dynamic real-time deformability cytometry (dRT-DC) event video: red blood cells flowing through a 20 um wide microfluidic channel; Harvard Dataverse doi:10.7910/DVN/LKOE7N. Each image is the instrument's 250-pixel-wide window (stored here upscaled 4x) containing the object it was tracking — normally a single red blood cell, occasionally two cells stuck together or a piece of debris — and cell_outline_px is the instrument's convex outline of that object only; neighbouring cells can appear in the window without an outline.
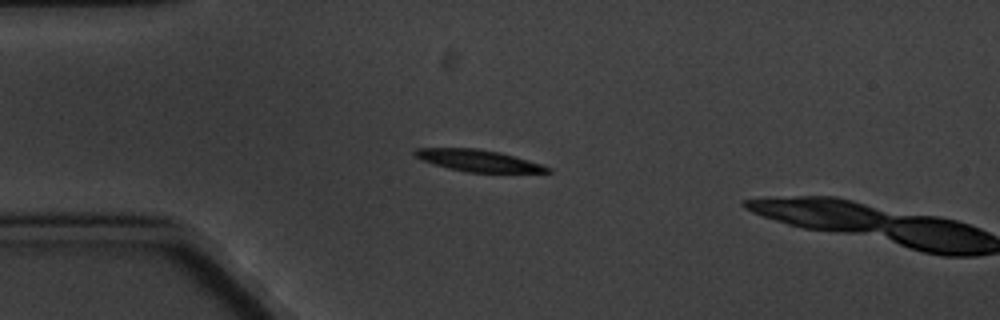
{"species": "common noctule bat (a hibernating species)", "species_latin": "Nyctalus noctula", "temperature_condition": "cold", "stored_images_in_passage": 5, "camera_frame_rate_fps": 3000, "um_per_image_px": 0.085, "animal": {"sex": "male", "body_mass_g": 20.1, "forearm_length_mm": 53.5}, "frame": {"image": 1, "passage_image": 4, "time_ms": 3.333, "image_size_px": [1000, 320], "cell_outline_px": [[552, 172], [468, 172], [448, 168], [424, 160], [416, 156], [412, 152], [416, 148], [476, 148], [500, 152], [540, 164], [552, 168]], "centroid_in_image_um": [40.65, 13.64], "position_along_channel_um": 44.3, "area_um2": 16.42}}